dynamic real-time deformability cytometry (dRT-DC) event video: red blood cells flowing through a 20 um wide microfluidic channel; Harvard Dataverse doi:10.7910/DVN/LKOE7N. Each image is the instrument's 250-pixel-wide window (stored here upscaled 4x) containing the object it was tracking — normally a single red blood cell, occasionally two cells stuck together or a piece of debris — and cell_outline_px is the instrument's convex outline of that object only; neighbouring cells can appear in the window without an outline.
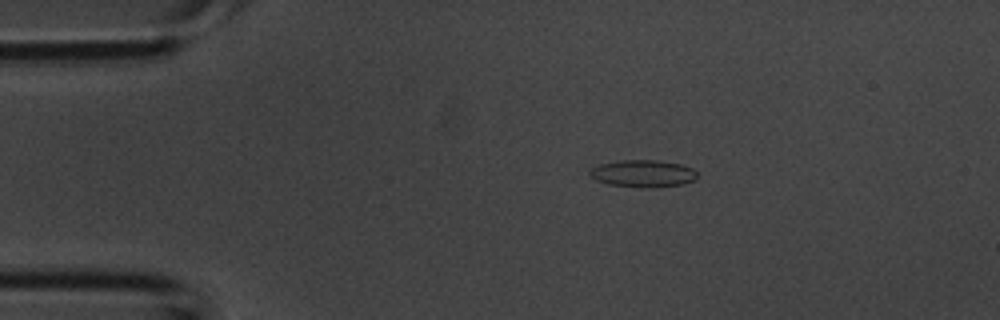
{"species": "common noctule bat (a hibernating species)", "species_latin": "Nyctalus noctula", "temperature_condition": "room temperature", "stored_images_in_passage": 2, "camera_frame_rate_fps": 3000, "um_per_image_px": 0.085, "animal": {"sex": "male", "body_mass_g": 20.1, "forearm_length_mm": 53.5}, "frame": {"image": 1, "passage_image": 1, "time_ms": 0.0, "image_size_px": [1000, 320], "cell_outline_px": [[696, 180], [684, 184], [652, 188], [608, 184], [596, 180], [588, 172], [592, 168], [600, 164], [620, 160], [656, 160], [680, 164], [692, 168], [696, 172]], "centroid_in_image_um": [54.68, 14.75], "position_along_channel_um": 30.3, "area_um2": 16.94}}